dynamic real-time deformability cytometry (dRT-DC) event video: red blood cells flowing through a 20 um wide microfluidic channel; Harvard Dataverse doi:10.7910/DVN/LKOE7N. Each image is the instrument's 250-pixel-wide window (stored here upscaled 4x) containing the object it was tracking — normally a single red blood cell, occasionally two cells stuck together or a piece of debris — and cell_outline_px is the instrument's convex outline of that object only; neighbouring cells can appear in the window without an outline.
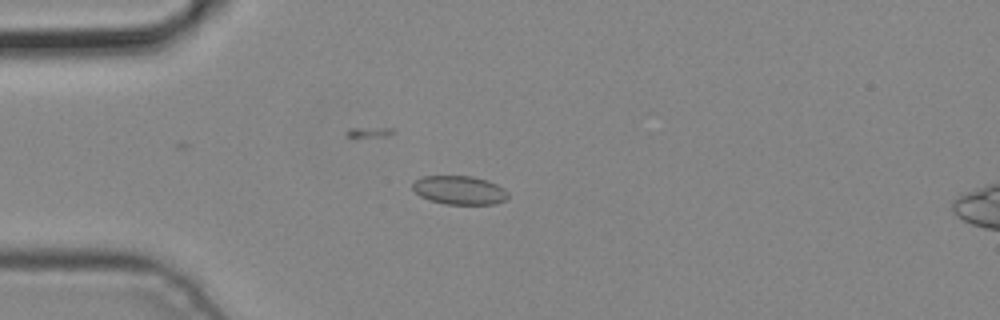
{"species": "common noctule bat (a hibernating species)", "species_latin": "Nyctalus noctula", "temperature_condition": "cold", "stored_images_in_passage": 4, "camera_frame_rate_fps": 3000, "um_per_image_px": 0.085, "animal": {"sex": "male", "body_mass_g": 19.2, "forearm_length_mm": 51.8}, "frame": {"image": 1, "passage_image": 3, "time_ms": 0.667, "image_size_px": [1000, 320], "cell_outline_px": [[508, 196], [504, 200], [496, 204], [444, 204], [420, 196], [412, 188], [412, 184], [416, 180], [424, 176], [472, 176], [488, 180], [504, 188], [508, 192]], "centroid_in_image_um": [39.07, 16.16], "position_along_channel_um": 45.9, "area_um2": 15.9}}